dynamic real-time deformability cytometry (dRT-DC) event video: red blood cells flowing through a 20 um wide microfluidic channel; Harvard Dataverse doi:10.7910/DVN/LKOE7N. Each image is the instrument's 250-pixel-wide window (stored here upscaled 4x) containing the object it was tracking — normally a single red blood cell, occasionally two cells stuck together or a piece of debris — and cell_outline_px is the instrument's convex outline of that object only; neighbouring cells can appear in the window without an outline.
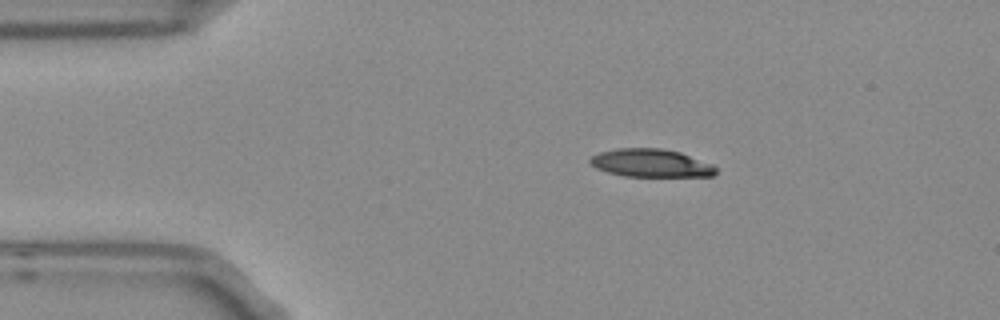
{"species": "Egyptian fruit bat (a non-hibernating species)", "species_latin": "Rousettus aegyptiacus", "temperature_condition": "room temperature", "stored_images_in_passage": 45, "camera_frame_rate_fps": 3000, "um_per_image_px": 0.085, "frame": {"image": 1, "passage_image": 1, "time_ms": 0.0, "image_size_px": [1000, 320], "cell_outline_px": [[716, 172], [712, 176], [624, 176], [608, 172], [596, 168], [588, 160], [592, 156], [600, 152], [616, 148], [660, 148], [680, 152], [712, 164], [716, 168]], "centroid_in_image_um": [55.31, 13.85], "position_along_channel_um": 29.7, "area_um2": 20.4}}
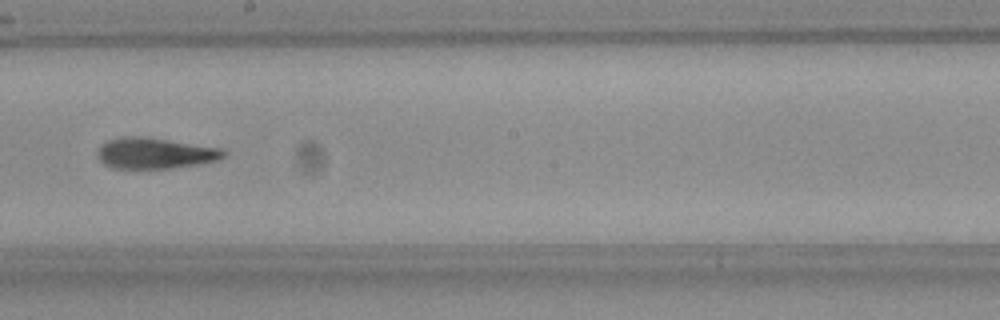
{"frame": {"image": 2, "passage_image": 21, "time_ms": 6.667, "image_size_px": [1000, 320], "cell_outline_px": [[224, 156], [216, 160], [196, 164], [172, 168], [112, 168], [104, 164], [100, 160], [96, 152], [108, 140], [124, 136], [140, 136], [220, 148], [224, 152]], "centroid_in_image_um": [13.12, 13.03], "position_along_channel_um": 235.1, "area_um2": 22.2}}
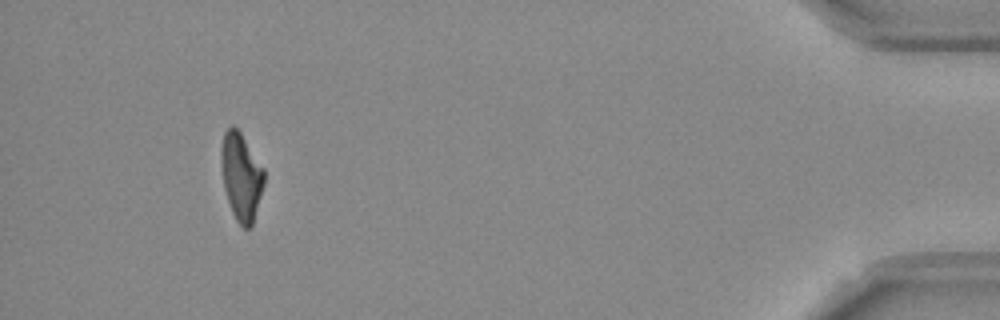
{"frame": {"image": 3, "passage_image": 41, "time_ms": 13.333, "image_size_px": [1000, 320], "cell_outline_px": [[264, 184], [252, 228], [244, 228], [236, 220], [232, 212], [224, 188], [220, 160], [220, 152], [224, 132], [232, 124], [240, 132], [264, 168]], "centroid_in_image_um": [20.5, 15.02], "position_along_channel_um": 414.7, "area_um2": 21.91}, "authors_computed_cell_mechanics": {"area_um2": 22.0796, "velocity_mm_per_s": 3.7826, "shape_relaxation_time_tau1_ms": 5.0999, "shape_relaxation_time_tau2_ms": 2.3562, "deformation_change_tau1": 0.1912, "deformation_change_tau2": 0.1153}}